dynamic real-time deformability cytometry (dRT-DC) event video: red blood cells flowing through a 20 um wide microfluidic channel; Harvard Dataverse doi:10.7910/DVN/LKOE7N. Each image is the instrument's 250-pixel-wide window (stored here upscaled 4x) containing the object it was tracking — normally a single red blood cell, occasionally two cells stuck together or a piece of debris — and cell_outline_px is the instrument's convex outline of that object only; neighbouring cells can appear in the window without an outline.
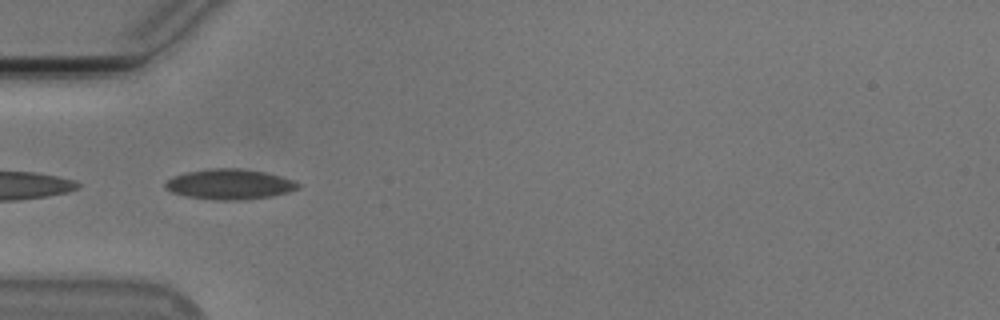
{"species": "Egyptian fruit bat (a non-hibernating species)", "species_latin": "Rousettus aegyptiacus", "temperature_condition": "cold", "stored_images_in_passage": 51, "camera_frame_rate_fps": 3000, "um_per_image_px": 0.085, "animal": {"sex": "male"}, "frame": {"image": 1, "passage_image": 14, "time_ms": 4.333, "image_size_px": [1000, 320], "cell_outline_px": [[300, 188], [288, 192], [272, 196], [244, 200], [212, 200], [188, 196], [172, 192], [164, 188], [164, 184], [172, 176], [188, 172], [208, 168], [240, 168], [264, 172], [280, 176], [292, 180], [300, 184]], "centroid_in_image_um": [19.51, 15.66], "position_along_channel_um": 65.5, "area_um2": 23.47}}
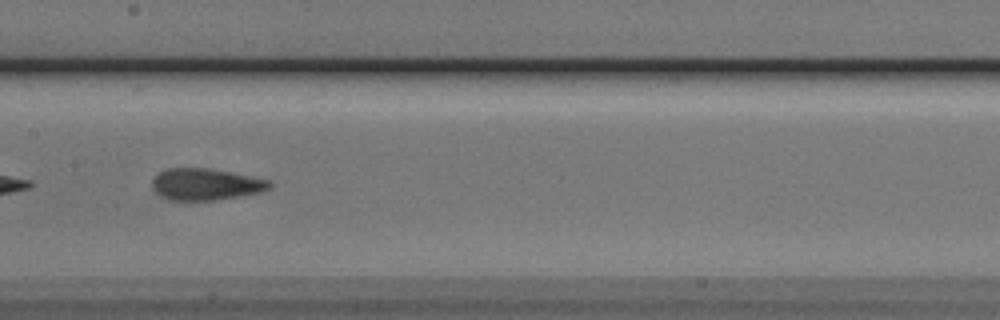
{"frame": {"image": 2, "passage_image": 24, "time_ms": 7.667, "image_size_px": [1000, 320], "cell_outline_px": [[272, 184], [268, 188], [260, 192], [216, 200], [168, 200], [160, 196], [152, 188], [152, 180], [160, 172], [168, 168], [208, 168], [268, 180]], "centroid_in_image_um": [17.42, 15.67], "position_along_channel_um": 190.0, "area_um2": 21.33}}
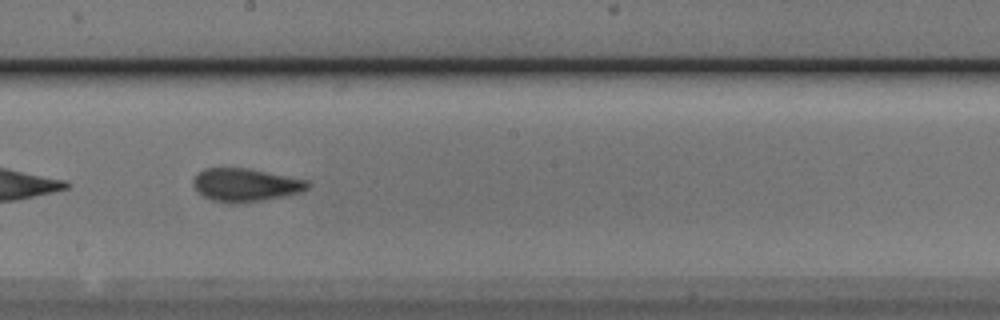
{"frame": {"image": 3, "passage_image": 27, "time_ms": 8.667, "image_size_px": [1000, 320], "cell_outline_px": [[312, 184], [308, 188], [300, 192], [284, 196], [236, 204], [232, 204], [212, 200], [204, 196], [192, 184], [192, 180], [204, 168], [248, 168], [308, 180]], "centroid_in_image_um": [20.89, 15.72], "position_along_channel_um": 227.3, "area_um2": 21.96}, "authors_computed_cell_mechanics": {"area_um2": 21.964, "velocity_mm_per_s": 3.7656, "shape_relaxation_time_tau1_ms": 4.2961, "shape_relaxation_time_tau2_ms": 1.2867, "deformation_change_tau1": 0.1182, "deformation_change_tau2": 0.0655}}